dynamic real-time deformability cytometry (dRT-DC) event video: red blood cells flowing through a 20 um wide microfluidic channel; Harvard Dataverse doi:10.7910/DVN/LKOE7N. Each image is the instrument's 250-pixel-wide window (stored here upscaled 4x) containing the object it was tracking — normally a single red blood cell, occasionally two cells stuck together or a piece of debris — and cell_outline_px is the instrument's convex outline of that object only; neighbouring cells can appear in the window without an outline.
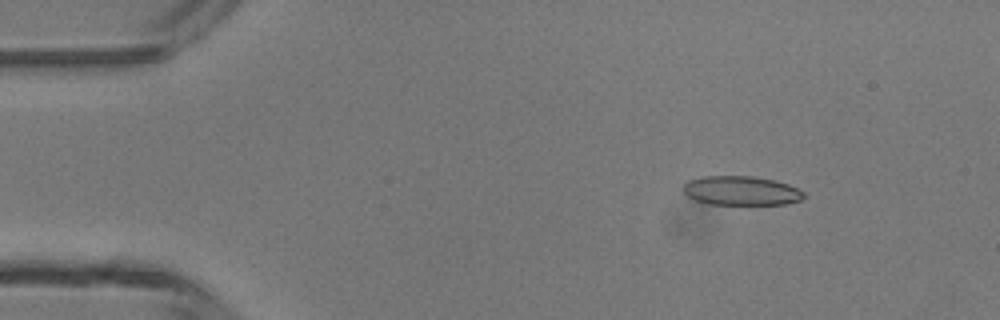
{"species": "common noctule bat (a hibernating species)", "species_latin": "Nyctalus noctula", "temperature_condition": "room temperature", "stored_images_in_passage": 3, "camera_frame_rate_fps": 3000, "um_per_image_px": 0.085, "animal": {"sex": "male", "body_mass_g": 13.3}, "frame": {"image": 1, "passage_image": 2, "time_ms": 1.333, "image_size_px": [1000, 320], "cell_outline_px": [[804, 196], [800, 200], [784, 204], [712, 204], [696, 200], [688, 196], [684, 192], [684, 184], [688, 180], [704, 176], [752, 176], [776, 180], [788, 184], [804, 192]], "centroid_in_image_um": [63.0, 16.2], "position_along_channel_um": 22.0, "area_um2": 20.35}}